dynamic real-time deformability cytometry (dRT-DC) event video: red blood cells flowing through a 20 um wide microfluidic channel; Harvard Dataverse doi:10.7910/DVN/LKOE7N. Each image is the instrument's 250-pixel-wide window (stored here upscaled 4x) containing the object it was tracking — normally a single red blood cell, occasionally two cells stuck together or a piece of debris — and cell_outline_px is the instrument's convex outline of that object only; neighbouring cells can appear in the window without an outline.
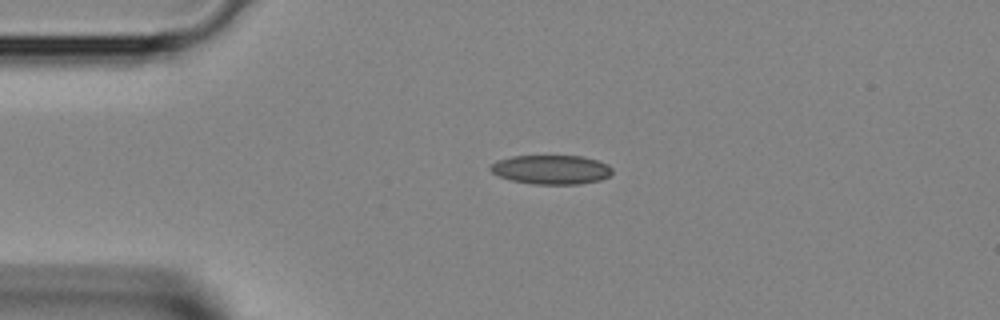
{"species": "Egyptian fruit bat (a non-hibernating species)", "species_latin": "Rousettus aegyptiacus", "temperature_condition": "room temperature", "stored_images_in_passage": 2, "camera_frame_rate_fps": 3000, "um_per_image_px": 0.085, "animal": {"sex": "female"}, "frame": {"image": 1, "passage_image": 1, "time_ms": 0.0, "image_size_px": [1000, 320], "cell_outline_px": [[612, 172], [608, 176], [600, 180], [580, 184], [532, 184], [512, 180], [500, 176], [492, 172], [488, 168], [496, 160], [512, 156], [584, 156], [608, 164], [612, 168]], "centroid_in_image_um": [46.85, 14.41], "position_along_channel_um": 38.1, "area_um2": 20.69}}